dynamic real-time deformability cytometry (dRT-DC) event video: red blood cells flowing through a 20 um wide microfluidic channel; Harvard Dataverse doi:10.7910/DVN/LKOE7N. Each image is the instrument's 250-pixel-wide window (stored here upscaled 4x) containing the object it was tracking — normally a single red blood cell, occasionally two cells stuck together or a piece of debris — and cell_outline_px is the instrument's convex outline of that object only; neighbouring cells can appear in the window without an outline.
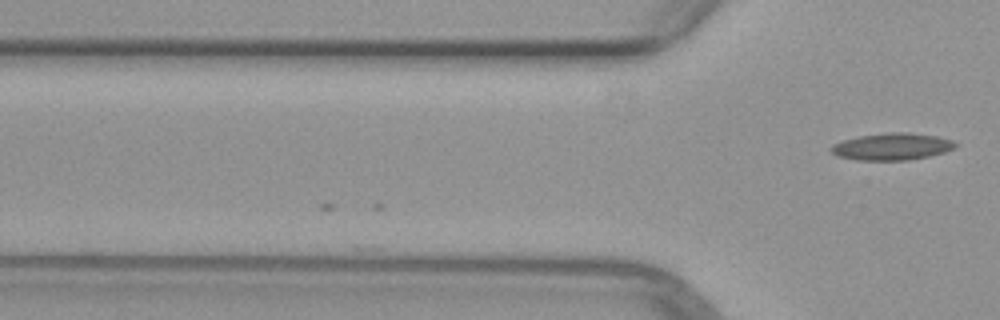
{"species": "common noctule bat (a hibernating species)", "species_latin": "Nyctalus noctula", "temperature_condition": "warm", "stored_images_in_passage": 4, "camera_frame_rate_fps": 3000, "um_per_image_px": 0.085, "animal": {"sex": "female", "body_mass_g": 29.2, "forearm_length_mm": 56.3}, "frame": {"image": 1, "passage_image": 4, "time_ms": 3.333, "image_size_px": [1000, 320], "cell_outline_px": [[956, 148], [944, 152], [928, 156], [908, 160], [856, 160], [836, 156], [828, 148], [832, 144], [844, 140], [860, 136], [892, 132], [908, 132], [936, 136], [952, 140], [956, 144]], "centroid_in_image_um": [75.79, 12.46], "position_along_channel_um": 50.0, "area_um2": 19.48}}